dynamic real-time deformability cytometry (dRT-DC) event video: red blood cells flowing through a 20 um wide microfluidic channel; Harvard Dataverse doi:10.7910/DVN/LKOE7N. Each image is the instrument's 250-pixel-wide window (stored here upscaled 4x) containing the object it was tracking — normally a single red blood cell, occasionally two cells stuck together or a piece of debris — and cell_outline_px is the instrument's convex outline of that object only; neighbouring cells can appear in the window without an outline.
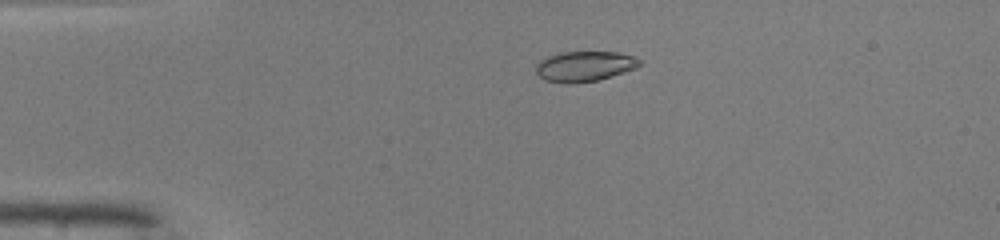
{"species": "common noctule bat (a hibernating species)", "species_latin": "Nyctalus noctula", "temperature_condition": "warm", "stored_images_in_passage": 50, "camera_frame_rate_fps": 3000, "um_per_image_px": 0.085, "animal": {"sex": "male", "body_mass_g": 19.0, "forearm_length_mm": 50.8}, "frame": {"image": 1, "passage_image": 12, "time_ms": 3.667, "image_size_px": [1000, 240], "cell_outline_px": [[644, 64], [636, 68], [596, 80], [572, 84], [568, 84], [544, 80], [536, 72], [536, 64], [540, 60], [548, 56], [560, 52], [620, 52], [636, 56]], "centroid_in_image_um": [49.7, 5.62], "position_along_channel_um": 35.3, "area_um2": 18.38}}
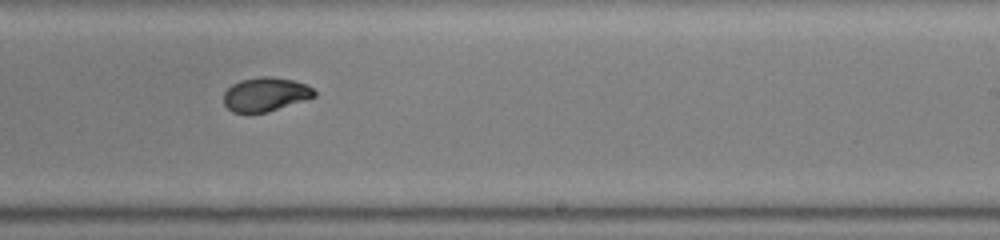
{"frame": {"image": 2, "passage_image": 32, "time_ms": 10.333, "image_size_px": [1000, 240], "cell_outline_px": [[316, 96], [268, 112], [248, 116], [232, 112], [224, 104], [224, 92], [232, 84], [240, 80], [264, 76], [272, 76], [292, 80], [304, 84], [312, 88], [316, 92]], "centroid_in_image_um": [22.51, 8.06], "position_along_channel_um": 266.5, "area_um2": 18.26}}
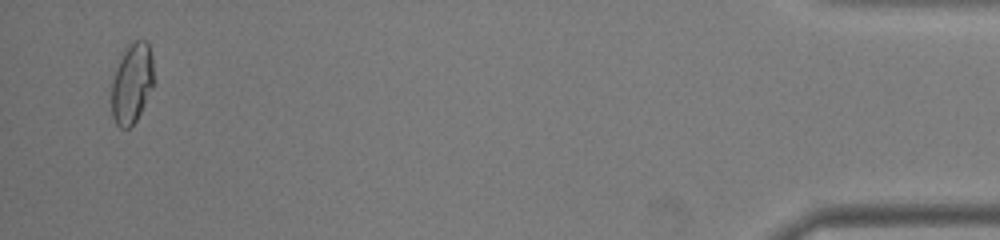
{"frame": {"image": 3, "passage_image": 49, "time_ms": 16.0, "image_size_px": [1000, 240], "cell_outline_px": [[152, 88], [136, 120], [128, 128], [120, 128], [116, 124], [112, 116], [112, 80], [116, 68], [124, 48], [128, 44], [136, 40], [144, 40], [148, 44], [152, 56]], "centroid_in_image_um": [11.19, 7.06], "position_along_channel_um": 424.0, "area_um2": 19.48}, "authors_computed_cell_mechanics": {"area_um2": 18.8717, "velocity_mm_per_s": 4.1503, "shape_relaxation_time_tau1_ms": 4.4832, "shape_relaxation_time_tau2_ms": 0.8401, "deformation_change_tau1": 0.1839, "deformation_change_tau2": 0.0407}}